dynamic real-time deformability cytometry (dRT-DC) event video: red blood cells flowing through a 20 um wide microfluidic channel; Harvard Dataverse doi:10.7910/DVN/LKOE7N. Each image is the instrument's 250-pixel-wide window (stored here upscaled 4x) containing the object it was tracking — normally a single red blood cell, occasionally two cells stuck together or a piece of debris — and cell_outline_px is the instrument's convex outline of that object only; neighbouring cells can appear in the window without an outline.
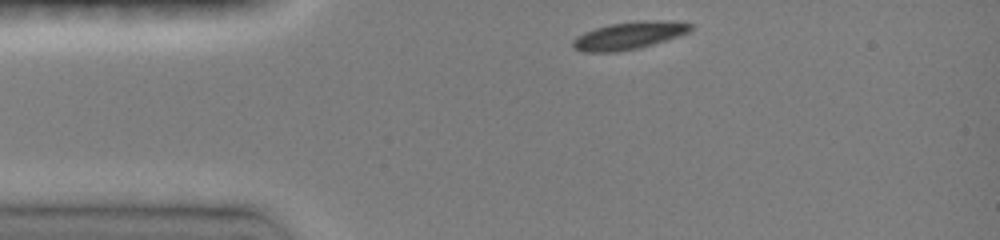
{"species": "common noctule bat (a hibernating species)", "species_latin": "Nyctalus noctula", "temperature_condition": "room temperature", "stored_images_in_passage": 33, "camera_frame_rate_fps": 3000, "um_per_image_px": 0.085, "animal": {"sex": "female", "body_mass_g": 19.0, "forearm_length_mm": 51.5}, "frame": {"image": 1, "passage_image": 1, "time_ms": 0.0, "image_size_px": [1000, 240], "cell_outline_px": [[692, 32], [680, 36], [652, 44], [636, 48], [616, 52], [584, 52], [572, 48], [572, 40], [576, 36], [584, 32], [608, 24], [644, 20], [680, 20], [692, 24]], "centroid_in_image_um": [53.51, 3.0], "position_along_channel_um": 31.5, "area_um2": 19.19}}
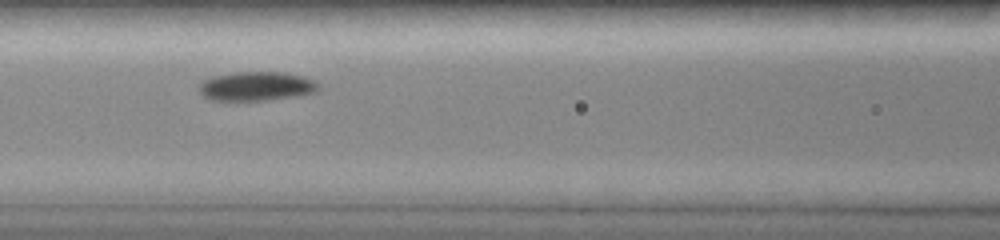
{"frame": {"image": 2, "passage_image": 12, "time_ms": 3.667, "image_size_px": [1000, 240], "cell_outline_px": [[320, 88], [316, 92], [296, 96], [268, 100], [212, 100], [204, 96], [200, 92], [200, 80], [212, 76], [236, 72], [284, 72], [304, 76], [316, 80]], "centroid_in_image_um": [21.82, 7.32], "position_along_channel_um": 144.8, "area_um2": 20.4}}
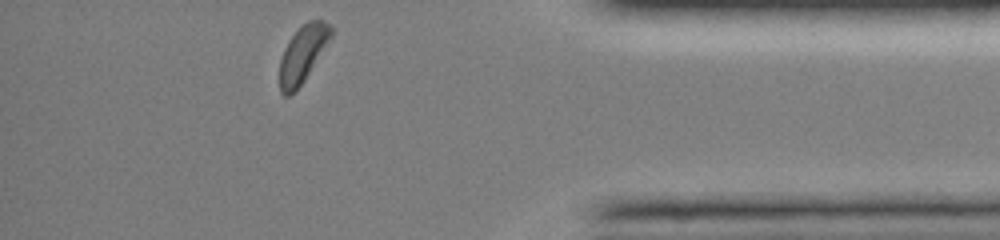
{"frame": {"image": 3, "passage_image": 33, "time_ms": 10.667, "image_size_px": [1000, 240], "cell_outline_px": [[332, 36], [304, 80], [296, 92], [288, 96], [284, 96], [280, 92], [280, 60], [284, 48], [288, 40], [308, 20], [320, 20], [328, 24], [332, 28]], "centroid_in_image_um": [25.71, 4.62], "position_along_channel_um": 409.5, "area_um2": 16.7}, "authors_computed_cell_mechanics": {"area_um2": 19.3052, "velocity_mm_per_s": 4.0573, "shape_relaxation_time_tau1_ms": 2.3732, "shape_relaxation_time_tau2_ms": 6.9934, "deformation_change_tau1": 0.0736, "deformation_change_tau2": 0.0991}}